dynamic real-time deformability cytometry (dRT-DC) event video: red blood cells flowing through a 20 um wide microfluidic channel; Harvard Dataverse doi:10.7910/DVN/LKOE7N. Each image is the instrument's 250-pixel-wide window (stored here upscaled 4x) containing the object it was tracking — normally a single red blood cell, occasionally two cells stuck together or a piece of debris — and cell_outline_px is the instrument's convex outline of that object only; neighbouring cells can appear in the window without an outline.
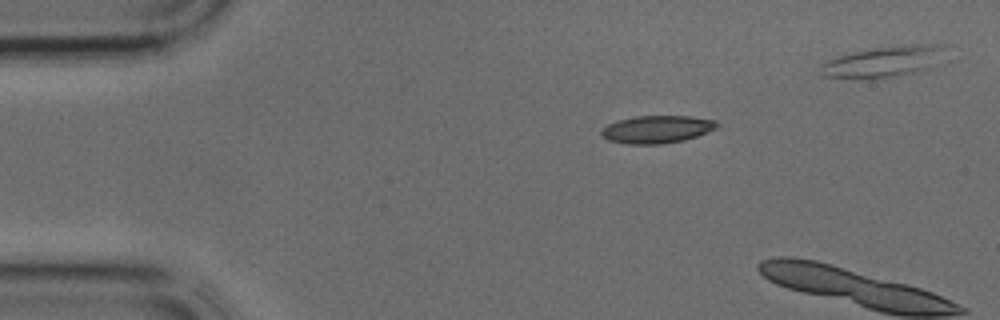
{"species": "common noctule bat (a hibernating species)", "species_latin": "Nyctalus noctula", "temperature_condition": "cold", "stored_images_in_passage": 3, "camera_frame_rate_fps": 3000, "um_per_image_px": 0.085, "animal": {"sex": "male", "body_mass_g": 17.9, "forearm_length_mm": 54.2}, "frame": {"image": 1, "passage_image": 1, "time_ms": 0.0, "image_size_px": [1000, 320], "cell_outline_px": [[720, 124], [716, 128], [708, 132], [684, 140], [660, 144], [628, 144], [608, 140], [600, 132], [608, 124], [616, 120], [636, 116], [688, 116], [716, 120]], "centroid_in_image_um": [55.85, 10.98], "position_along_channel_um": 29.1, "area_um2": 18.55}}